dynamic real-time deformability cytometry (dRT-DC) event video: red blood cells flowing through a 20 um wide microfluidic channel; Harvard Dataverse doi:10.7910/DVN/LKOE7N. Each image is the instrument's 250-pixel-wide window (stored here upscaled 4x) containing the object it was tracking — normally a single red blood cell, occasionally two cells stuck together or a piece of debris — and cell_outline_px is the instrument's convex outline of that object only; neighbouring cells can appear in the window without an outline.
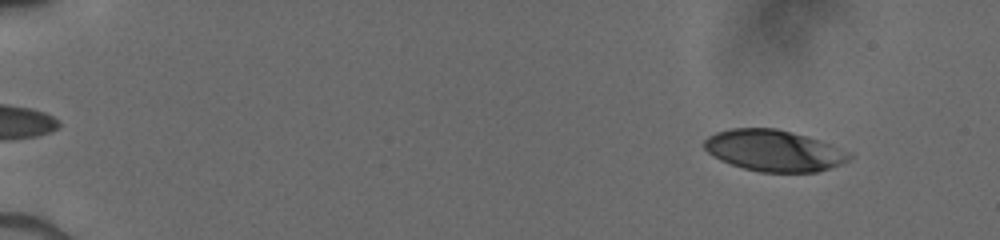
{"species": "human", "species_latin": "Homo sapiens", "temperature_condition": "cold", "stored_images_in_passage": 7, "camera_frame_rate_fps": 3000, "um_per_image_px": 0.085, "donor": {"sex": "male"}, "frame": {"image": 1, "passage_image": 2, "time_ms": 1.0, "image_size_px": [1000, 240], "cell_outline_px": [[852, 156], [848, 160], [840, 164], [816, 172], [760, 172], [744, 168], [720, 160], [708, 152], [704, 148], [704, 140], [708, 136], [716, 132], [732, 128], [776, 128], [792, 132], [820, 140], [848, 152]], "centroid_in_image_um": [65.75, 12.79], "position_along_channel_um": 19.2, "area_um2": 34.62}}
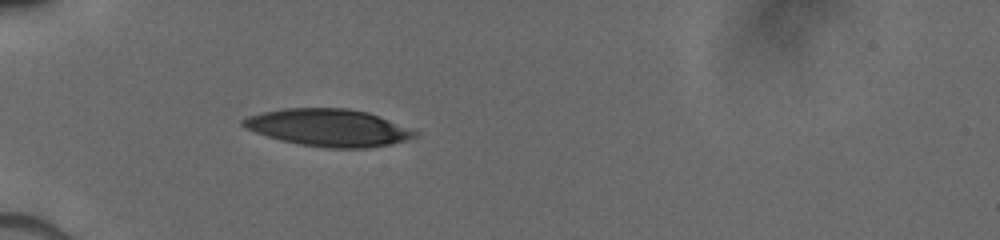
{"frame": {"image": 2, "passage_image": 7, "time_ms": 5.0, "image_size_px": [1000, 240], "cell_outline_px": [[420, 132], [416, 136], [408, 140], [392, 144], [364, 148], [324, 148], [300, 144], [280, 140], [256, 132], [240, 124], [240, 120], [248, 116], [260, 112], [284, 108], [348, 108], [368, 112]], "centroid_in_image_um": [27.93, 10.85], "position_along_channel_um": 57.1, "area_um2": 37.34}}